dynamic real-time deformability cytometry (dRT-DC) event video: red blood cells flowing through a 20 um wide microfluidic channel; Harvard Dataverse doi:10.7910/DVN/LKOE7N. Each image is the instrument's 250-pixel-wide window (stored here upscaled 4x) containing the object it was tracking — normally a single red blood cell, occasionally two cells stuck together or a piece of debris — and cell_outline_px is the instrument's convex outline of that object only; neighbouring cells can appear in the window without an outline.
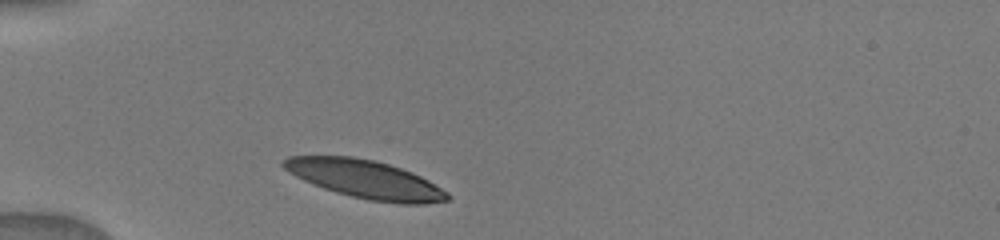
{"species": "human", "species_latin": "Homo sapiens", "temperature_condition": "warm", "stored_images_in_passage": 11, "camera_frame_rate_fps": 3000, "um_per_image_px": 0.085, "donor": {"sex": "male"}, "frame": {"image": 1, "passage_image": 1, "time_ms": 0.0, "image_size_px": [1000, 240], "cell_outline_px": [[448, 200], [424, 204], [400, 204], [368, 200], [336, 192], [312, 184], [288, 172], [280, 164], [288, 156], [352, 156], [376, 160], [412, 172], [428, 180], [448, 192]], "centroid_in_image_um": [31.04, 15.23], "position_along_channel_um": 54.0, "area_um2": 36.41}}
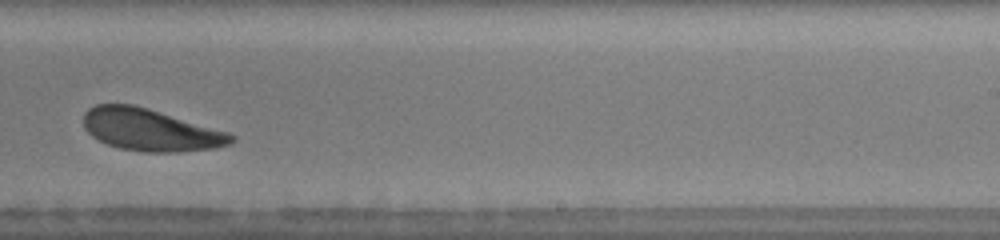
{"frame": {"image": 2, "passage_image": 7, "time_ms": 6.0, "image_size_px": [1000, 240], "cell_outline_px": [[236, 140], [232, 144], [216, 148], [176, 152], [144, 152], [120, 148], [108, 144], [92, 136], [84, 128], [84, 112], [88, 108], [96, 104], [132, 104], [148, 108], [228, 132], [236, 136]], "centroid_in_image_um": [12.8, 11.04], "position_along_channel_um": 276.2, "area_um2": 36.24}}
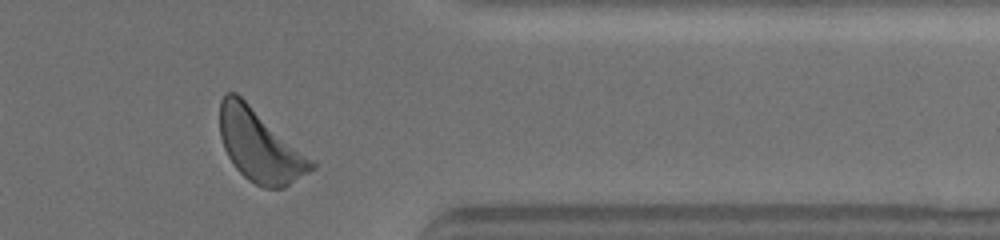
{"frame": {"image": 3, "passage_image": 10, "time_ms": 9.0, "image_size_px": [1000, 240], "cell_outline_px": [[316, 168], [284, 188], [264, 188], [248, 180], [236, 168], [228, 156], [224, 148], [220, 136], [220, 100], [224, 92], [236, 92], [312, 160], [316, 164]], "centroid_in_image_um": [22.05, 12.4], "position_along_channel_um": 389.3, "area_um2": 37.92}}